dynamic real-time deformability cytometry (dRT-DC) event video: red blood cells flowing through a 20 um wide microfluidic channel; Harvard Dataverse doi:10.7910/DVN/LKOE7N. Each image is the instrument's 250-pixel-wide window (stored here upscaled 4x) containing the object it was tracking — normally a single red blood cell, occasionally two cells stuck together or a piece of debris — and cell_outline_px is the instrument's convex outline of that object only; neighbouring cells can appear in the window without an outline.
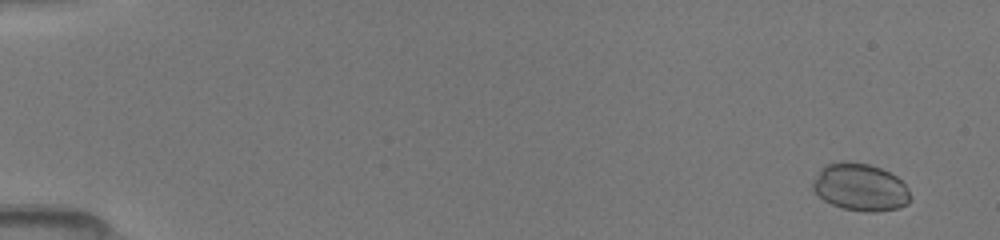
{"species": "common noctule bat (a hibernating species)", "species_latin": "Nyctalus noctula", "temperature_condition": "room temperature", "stored_images_in_passage": 58, "camera_frame_rate_fps": 3000, "um_per_image_px": 0.085, "animal": {"sex": "female", "body_mass_g": 19.5, "forearm_length_mm": 54.1}, "frame": {"image": 1, "passage_image": 6, "time_ms": 1.0, "image_size_px": [1000, 240], "cell_outline_px": [[908, 204], [896, 208], [876, 212], [864, 212], [844, 208], [832, 204], [824, 200], [812, 188], [812, 184], [820, 168], [828, 164], [844, 160], [868, 164], [880, 168], [896, 176], [908, 188]], "centroid_in_image_um": [73.1, 15.9], "position_along_channel_um": 11.9, "area_um2": 26.65}}
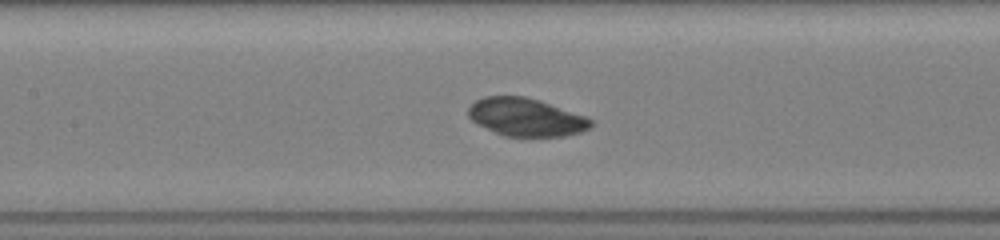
{"frame": {"image": 2, "passage_image": 35, "time_ms": 8.333, "image_size_px": [1000, 240], "cell_outline_px": [[592, 124], [588, 128], [580, 132], [564, 136], [504, 136], [476, 124], [468, 116], [468, 108], [476, 100], [484, 96], [524, 96], [540, 100], [584, 116], [592, 120]], "centroid_in_image_um": [44.67, 9.96], "position_along_channel_um": 162.7, "area_um2": 26.93}}
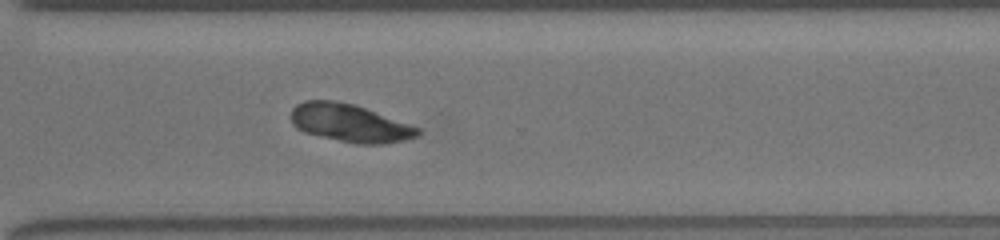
{"frame": {"image": 3, "passage_image": 57, "time_ms": 12.667, "image_size_px": [1000, 240], "cell_outline_px": [[424, 132], [420, 136], [404, 140], [384, 144], [356, 144], [304, 132], [296, 128], [292, 124], [292, 108], [296, 104], [304, 100], [336, 100], [352, 104], [364, 108], [420, 128]], "centroid_in_image_um": [29.74, 10.46], "position_along_channel_um": 340.9, "area_um2": 27.92}}